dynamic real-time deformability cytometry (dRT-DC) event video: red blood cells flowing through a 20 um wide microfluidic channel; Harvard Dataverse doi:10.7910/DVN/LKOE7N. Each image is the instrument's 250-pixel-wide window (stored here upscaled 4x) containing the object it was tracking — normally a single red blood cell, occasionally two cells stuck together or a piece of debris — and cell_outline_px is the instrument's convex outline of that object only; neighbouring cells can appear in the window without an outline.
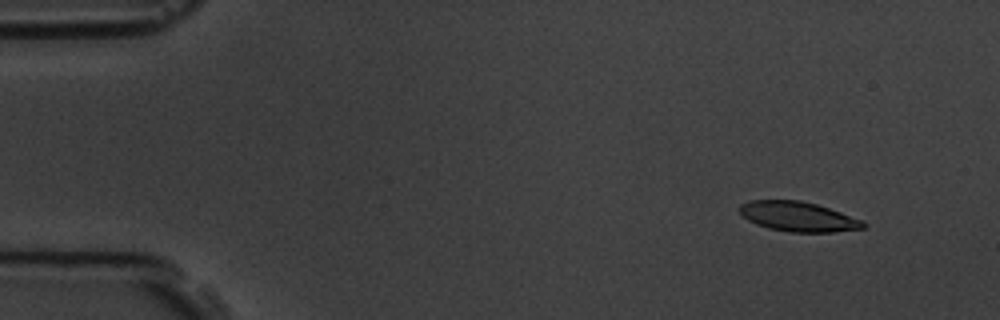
{"species": "common noctule bat (a hibernating species)", "species_latin": "Nyctalus noctula", "temperature_condition": "room temperature", "stored_images_in_passage": 4, "camera_frame_rate_fps": 3000, "um_per_image_px": 0.085, "animal": {"sex": "male", "body_mass_g": 19.5, "forearm_length_mm": 54.6}, "frame": {"image": 1, "passage_image": 1, "time_ms": 0.0, "image_size_px": [1000, 320], "cell_outline_px": [[868, 224], [864, 228], [832, 232], [788, 232], [768, 228], [756, 224], [748, 220], [740, 212], [740, 204], [748, 200], [800, 200], [816, 204], [864, 220]], "centroid_in_image_um": [67.85, 18.41], "position_along_channel_um": 17.1, "area_um2": 21.5}}
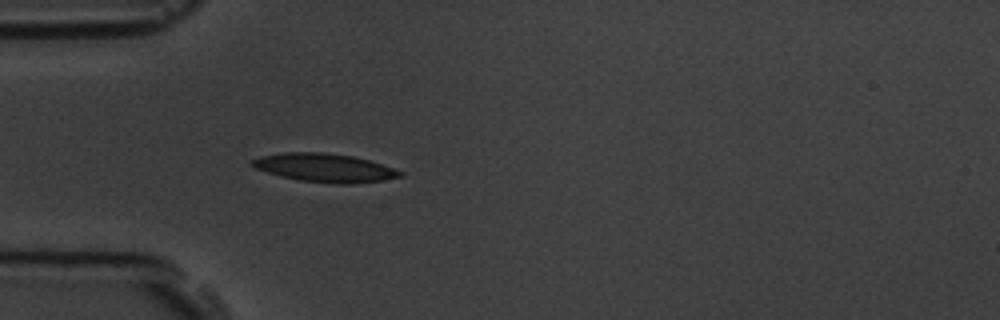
{"frame": {"image": 2, "passage_image": 4, "time_ms": 3.667, "image_size_px": [1000, 320], "cell_outline_px": [[404, 176], [384, 180], [348, 184], [340, 184], [300, 180], [280, 176], [256, 168], [252, 164], [252, 160], [260, 156], [284, 152], [324, 152], [352, 156], [368, 160], [404, 172]], "centroid_in_image_um": [27.61, 14.26], "position_along_channel_um": 57.4, "area_um2": 24.28}}